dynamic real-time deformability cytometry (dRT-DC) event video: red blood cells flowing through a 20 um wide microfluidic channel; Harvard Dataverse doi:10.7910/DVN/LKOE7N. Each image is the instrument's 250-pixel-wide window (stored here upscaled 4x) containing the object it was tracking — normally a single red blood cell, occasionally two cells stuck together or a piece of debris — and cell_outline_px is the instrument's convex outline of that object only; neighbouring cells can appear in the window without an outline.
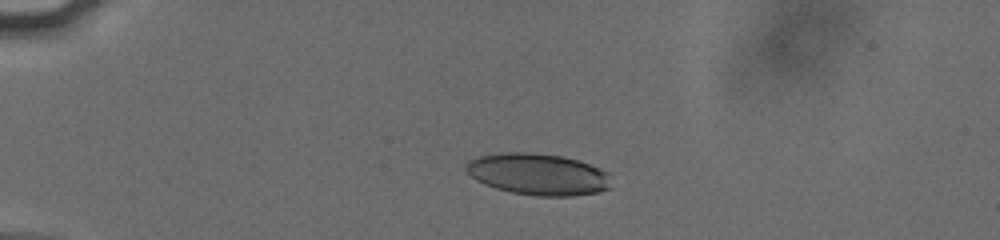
{"species": "human", "species_latin": "Homo sapiens", "temperature_condition": "cold", "stored_images_in_passage": 36, "camera_frame_rate_fps": 3000, "um_per_image_px": 0.085, "donor": {"sex": "male"}, "frame": {"image": 1, "passage_image": 1, "time_ms": 0.0, "image_size_px": [1000, 240], "cell_outline_px": [[608, 188], [596, 192], [572, 196], [536, 196], [512, 192], [496, 188], [484, 184], [476, 180], [464, 168], [468, 160], [480, 156], [500, 152], [532, 152], [560, 156], [576, 160], [588, 164], [604, 172], [608, 176]], "centroid_in_image_um": [45.64, 14.8], "position_along_channel_um": 39.4, "area_um2": 34.68}}
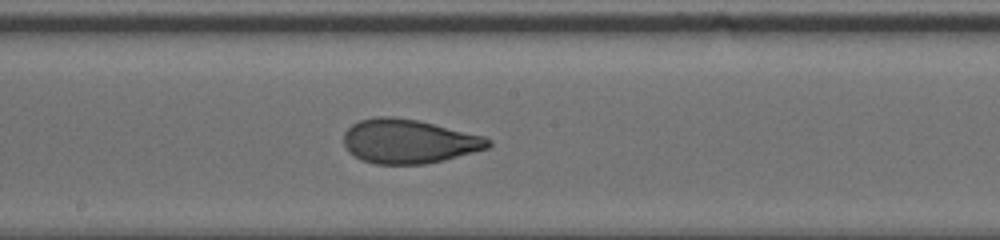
{"frame": {"image": 2, "passage_image": 19, "time_ms": 6.0, "image_size_px": [1000, 240], "cell_outline_px": [[492, 144], [488, 148], [444, 160], [424, 164], [376, 164], [360, 160], [348, 152], [344, 144], [344, 132], [352, 124], [360, 120], [376, 116], [392, 116], [416, 120], [484, 136], [492, 140]], "centroid_in_image_um": [34.72, 12.02], "position_along_channel_um": 213.5, "area_um2": 37.17}}
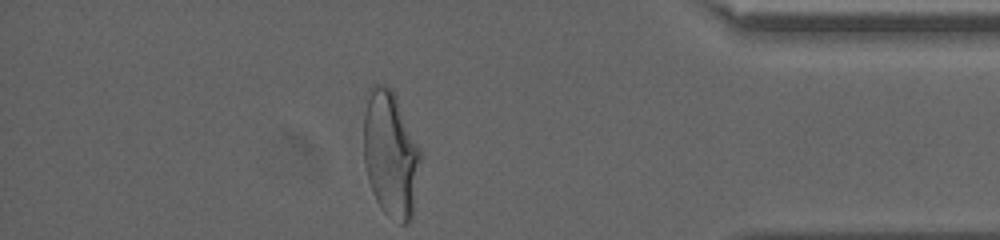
{"frame": {"image": 3, "passage_image": 36, "time_ms": 11.667, "image_size_px": [1000, 240], "cell_outline_px": [[420, 160], [412, 220], [404, 224], [400, 224], [388, 216], [380, 208], [372, 192], [368, 180], [364, 164], [364, 112], [368, 88], [376, 84], [380, 84], [392, 88], [396, 96], [420, 148]], "centroid_in_image_um": [33.18, 13.1], "position_along_channel_um": 402.0, "area_um2": 41.96}, "authors_computed_cell_mechanics": {"area_um2": 37.2232, "velocity_mm_per_s": 3.8165, "shape_relaxation_time_tau1_ms": 5.2477, "shape_relaxation_time_tau2_ms": 1.17, "deformation_change_tau1": 0.1881, "deformation_change_tau2": 0.0761}}